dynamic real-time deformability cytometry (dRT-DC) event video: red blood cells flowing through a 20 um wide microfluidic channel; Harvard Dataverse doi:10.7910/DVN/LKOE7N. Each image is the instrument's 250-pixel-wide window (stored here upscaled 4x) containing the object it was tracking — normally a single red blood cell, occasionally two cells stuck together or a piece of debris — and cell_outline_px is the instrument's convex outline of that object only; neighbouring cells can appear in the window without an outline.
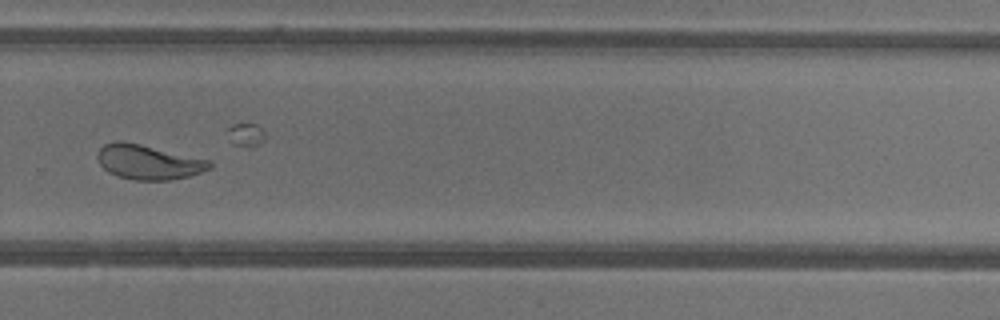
{"species": "common noctule bat (a hibernating species)", "species_latin": "Nyctalus noctula", "temperature_condition": "warm", "stored_images_in_passage": 34, "camera_frame_rate_fps": 3000, "um_per_image_px": 0.085, "animal": {"sex": "female"}, "frame": {"image": 1, "passage_image": 20, "time_ms": 6.333, "image_size_px": [1000, 320], "cell_outline_px": [[212, 168], [188, 176], [172, 180], [132, 180], [108, 172], [100, 164], [96, 156], [96, 152], [104, 144], [116, 140], [120, 140], [140, 144], [208, 160], [212, 164]], "centroid_in_image_um": [12.57, 13.77], "position_along_channel_um": 317.2, "area_um2": 22.48}, "authors_computed_cell_mechanics": {"area_um2": 22.6576, "velocity_mm_per_s": 4.2879, "shape_relaxation_time_tau1_ms": 6.3386, "shape_relaxation_time_tau2_ms": 1.3365, "deformation_change_tau1": 0.1974, "deformation_change_tau2": 0.0766}}